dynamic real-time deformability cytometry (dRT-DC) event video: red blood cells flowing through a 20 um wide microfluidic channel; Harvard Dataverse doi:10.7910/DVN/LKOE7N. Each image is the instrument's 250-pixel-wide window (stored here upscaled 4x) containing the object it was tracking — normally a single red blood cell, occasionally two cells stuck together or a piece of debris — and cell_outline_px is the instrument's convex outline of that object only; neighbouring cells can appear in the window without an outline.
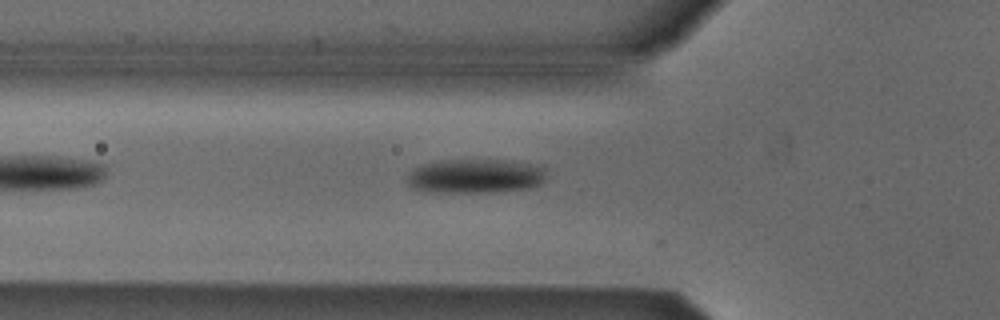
{"species": "Egyptian fruit bat (a non-hibernating species)", "species_latin": "Rousettus aegyptiacus", "temperature_condition": "cold", "stored_images_in_passage": 4, "camera_frame_rate_fps": 3000, "um_per_image_px": 0.085, "animal": {"sex": "male"}, "frame": {"image": 1, "passage_image": 4, "time_ms": 1.0, "image_size_px": [1000, 320], "cell_outline_px": [[544, 180], [540, 184], [528, 188], [496, 192], [428, 192], [412, 188], [404, 180], [408, 172], [424, 164], [440, 160], [504, 160], [528, 164], [544, 168]], "centroid_in_image_um": [40.32, 14.98], "position_along_channel_um": 85.5, "area_um2": 27.74}}